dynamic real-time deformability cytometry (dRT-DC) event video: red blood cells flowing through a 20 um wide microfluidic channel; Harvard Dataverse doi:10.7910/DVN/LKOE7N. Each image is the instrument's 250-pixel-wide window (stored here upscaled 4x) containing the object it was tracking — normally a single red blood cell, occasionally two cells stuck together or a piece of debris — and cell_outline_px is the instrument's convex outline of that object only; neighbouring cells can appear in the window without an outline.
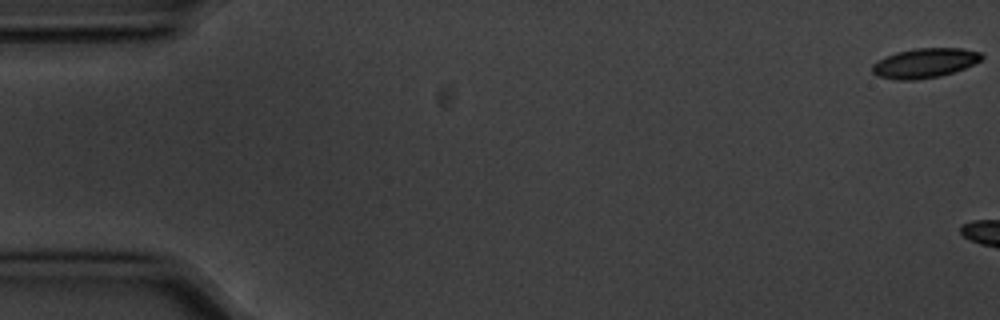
{"species": "common noctule bat (a hibernating species)", "species_latin": "Nyctalus noctula", "temperature_condition": "cold", "stored_images_in_passage": 3, "camera_frame_rate_fps": 3000, "um_per_image_px": 0.085, "animal": {"sex": "male", "body_mass_g": 20.1, "forearm_length_mm": 53.5}, "frame": {"image": 1, "passage_image": 1, "time_ms": 0.0, "image_size_px": [1000, 320], "cell_outline_px": [[984, 56], [980, 60], [964, 68], [940, 76], [916, 80], [896, 80], [876, 76], [872, 72], [872, 64], [884, 56], [896, 52], [916, 48], [964, 48], [980, 52]], "centroid_in_image_um": [78.56, 5.36], "position_along_channel_um": 6.4, "area_um2": 18.96}}